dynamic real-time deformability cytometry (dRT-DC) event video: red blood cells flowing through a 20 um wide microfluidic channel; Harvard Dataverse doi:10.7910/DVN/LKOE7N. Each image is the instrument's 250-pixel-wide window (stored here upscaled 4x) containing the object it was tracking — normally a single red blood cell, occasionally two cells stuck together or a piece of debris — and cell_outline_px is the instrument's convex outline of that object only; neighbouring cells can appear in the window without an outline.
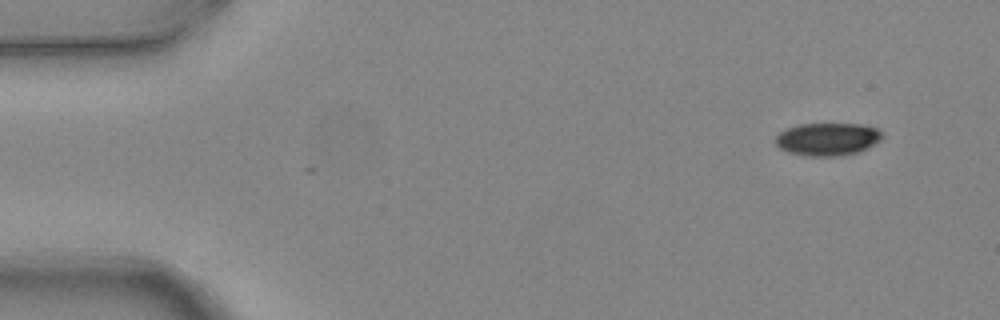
{"species": "common noctule bat (a hibernating species)", "species_latin": "Nyctalus noctula", "temperature_condition": "warm", "stored_images_in_passage": 4, "camera_frame_rate_fps": 3000, "um_per_image_px": 0.085, "animal": {"sex": "female", "body_mass_g": 24.6, "forearm_length_mm": 56.2}, "frame": {"image": 1, "passage_image": 1, "time_ms": 0.0, "image_size_px": [1000, 320], "cell_outline_px": [[884, 136], [880, 140], [856, 152], [836, 156], [808, 156], [788, 152], [780, 148], [776, 144], [776, 136], [780, 132], [788, 128], [800, 124], [864, 124], [876, 128]], "centroid_in_image_um": [70.32, 11.82], "position_along_channel_um": 14.7, "area_um2": 20.06}}
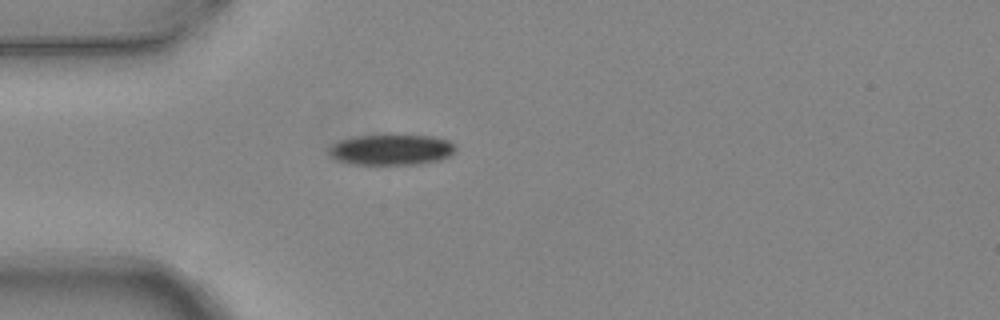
{"frame": {"image": 2, "passage_image": 4, "time_ms": 1.0, "image_size_px": [1000, 320], "cell_outline_px": [[456, 152], [440, 160], [416, 164], [352, 164], [336, 160], [328, 152], [328, 148], [332, 144], [340, 140], [356, 136], [388, 132], [392, 132], [432, 136], [448, 140], [456, 144]], "centroid_in_image_um": [33.28, 12.67], "position_along_channel_um": 51.7, "area_um2": 23.64}}